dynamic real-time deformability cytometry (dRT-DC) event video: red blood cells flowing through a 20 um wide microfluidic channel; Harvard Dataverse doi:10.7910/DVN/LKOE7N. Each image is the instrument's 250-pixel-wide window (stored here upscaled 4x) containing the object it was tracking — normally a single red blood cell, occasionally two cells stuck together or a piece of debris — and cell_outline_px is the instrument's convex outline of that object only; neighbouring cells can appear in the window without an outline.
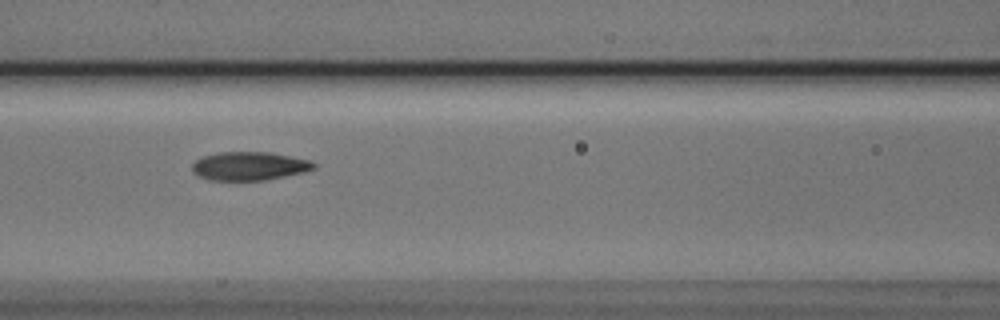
{"species": "Egyptian fruit bat (a non-hibernating species)", "species_latin": "Rousettus aegyptiacus", "temperature_condition": "cold", "stored_images_in_passage": 11, "camera_frame_rate_fps": 3000, "um_per_image_px": 0.085, "animal": {"sex": "male"}, "frame": {"image": 1, "passage_image": 4, "time_ms": 1.0, "image_size_px": [1000, 320], "cell_outline_px": [[316, 168], [304, 172], [264, 180], [208, 180], [192, 172], [192, 164], [196, 160], [204, 156], [220, 152], [268, 152], [308, 160], [316, 164]], "centroid_in_image_um": [21.17, 14.12], "position_along_channel_um": 145.4, "area_um2": 20.0}}
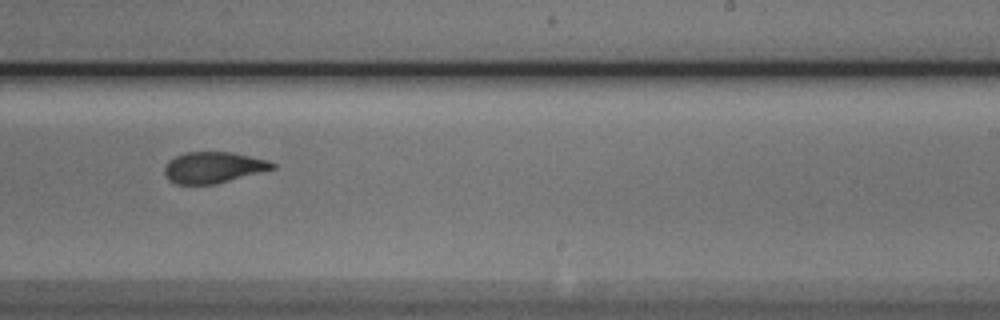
{"frame": {"image": 2, "passage_image": 7, "time_ms": 2.0, "image_size_px": [1000, 320], "cell_outline_px": [[276, 168], [216, 184], [176, 184], [168, 180], [164, 172], [164, 168], [168, 160], [184, 152], [232, 152], [268, 160], [276, 164]], "centroid_in_image_um": [18.12, 14.23], "position_along_channel_um": 270.9, "area_um2": 19.65}}
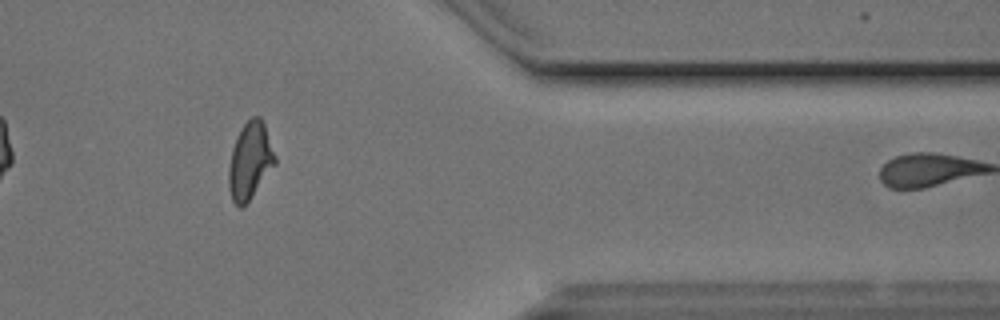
{"frame": {"image": 3, "passage_image": 10, "time_ms": 3.0, "image_size_px": [1000, 320], "cell_outline_px": [[276, 164], [248, 200], [240, 208], [232, 200], [228, 184], [228, 168], [232, 148], [236, 136], [244, 124], [252, 116], [260, 116], [264, 124], [276, 156]], "centroid_in_image_um": [21.24, 13.64], "position_along_channel_um": 390.2, "area_um2": 20.52}}